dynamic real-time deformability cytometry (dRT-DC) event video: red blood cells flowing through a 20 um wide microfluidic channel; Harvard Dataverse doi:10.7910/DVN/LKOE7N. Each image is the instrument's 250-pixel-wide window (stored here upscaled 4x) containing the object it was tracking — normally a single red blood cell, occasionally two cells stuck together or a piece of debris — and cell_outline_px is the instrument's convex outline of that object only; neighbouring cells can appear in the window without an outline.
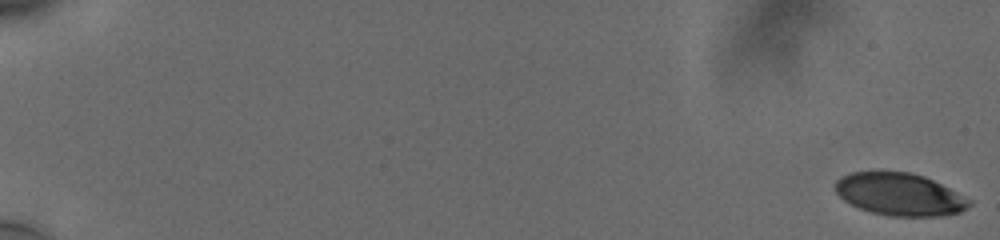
{"species": "human", "species_latin": "Homo sapiens", "temperature_condition": "cold", "stored_images_in_passage": 58, "camera_frame_rate_fps": 3000, "um_per_image_px": 0.085, "donor": {"sex": "male"}, "frame": {"image": 1, "passage_image": 1, "time_ms": 0.0, "image_size_px": [1000, 240], "cell_outline_px": [[972, 204], [968, 208], [960, 212], [940, 216], [892, 216], [872, 212], [860, 208], [844, 200], [836, 192], [836, 180], [840, 176], [852, 172], [880, 168], [912, 172], [924, 176], [972, 200]], "centroid_in_image_um": [76.44, 16.47], "position_along_channel_um": 8.6, "area_um2": 33.76}}
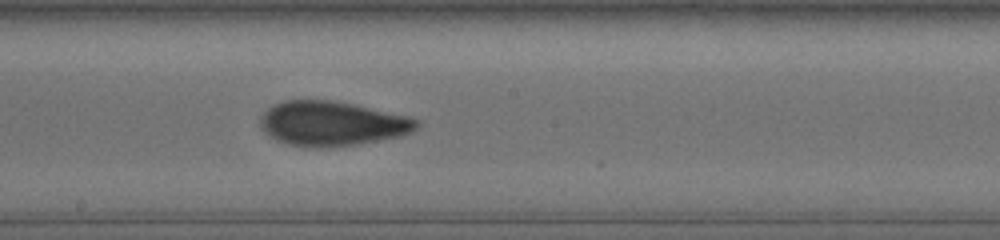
{"frame": {"image": 2, "passage_image": 35, "time_ms": 11.333, "image_size_px": [1000, 240], "cell_outline_px": [[420, 124], [412, 132], [400, 136], [356, 144], [328, 148], [312, 148], [288, 144], [276, 140], [264, 132], [260, 128], [260, 116], [268, 108], [284, 100], [332, 100], [412, 116], [420, 120]], "centroid_in_image_um": [28.23, 10.51], "position_along_channel_um": 220.0, "area_um2": 40.92}}
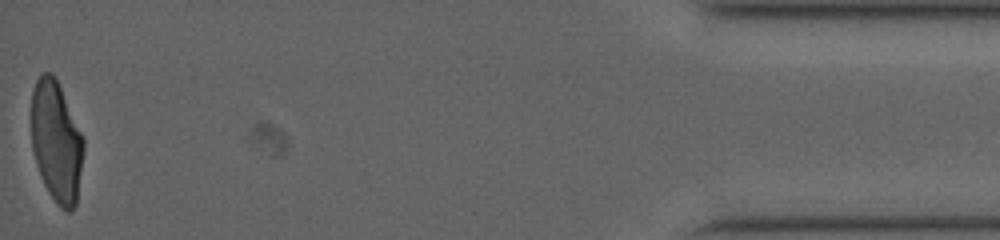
{"frame": {"image": 3, "passage_image": 58, "time_ms": 19.0, "image_size_px": [1000, 240], "cell_outline_px": [[84, 148], [76, 204], [72, 212], [68, 212], [60, 208], [56, 204], [48, 192], [40, 176], [36, 164], [32, 148], [32, 88], [40, 72], [52, 72], [56, 76], [84, 136]], "centroid_in_image_um": [4.8, 12.01], "position_along_channel_um": 430.4, "area_um2": 37.45}, "authors_computed_cell_mechanics": {"area_um2": 38.6393, "velocity_mm_per_s": 3.7656, "shape_relaxation_time_tau1_ms": 7.7294, "shape_relaxation_time_tau2_ms": 1.4785, "deformation_change_tau1": 0.2102, "deformation_change_tau2": 0.0775}}